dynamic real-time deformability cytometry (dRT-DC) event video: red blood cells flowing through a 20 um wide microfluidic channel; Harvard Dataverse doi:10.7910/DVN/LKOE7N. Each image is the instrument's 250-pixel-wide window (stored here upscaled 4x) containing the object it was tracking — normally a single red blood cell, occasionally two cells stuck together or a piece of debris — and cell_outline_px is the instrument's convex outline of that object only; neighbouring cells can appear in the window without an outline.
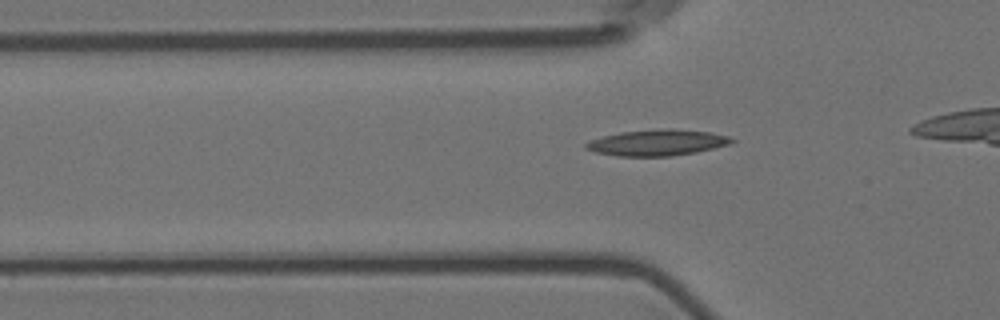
{"species": "Egyptian fruit bat (a non-hibernating species)", "species_latin": "Rousettus aegyptiacus", "temperature_condition": "room temperature", "stored_images_in_passage": 37, "camera_frame_rate_fps": 3000, "um_per_image_px": 0.085, "animal": {"sex": "female"}, "frame": {"image": 1, "passage_image": 10, "time_ms": 3.0, "image_size_px": [1000, 320], "cell_outline_px": [[736, 140], [728, 144], [696, 152], [672, 156], [616, 156], [596, 152], [584, 148], [584, 144], [588, 140], [620, 132], [656, 128], [672, 128], [708, 132], [728, 136]], "centroid_in_image_um": [55.81, 12.11], "position_along_channel_um": 70.0, "area_um2": 22.2}}
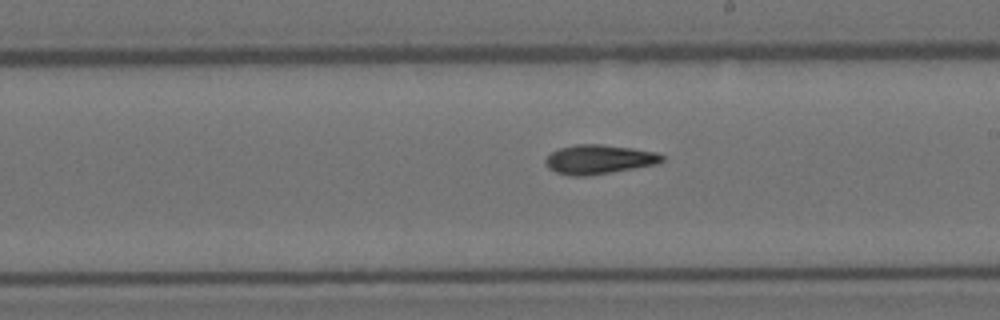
{"frame": {"image": 2, "passage_image": 24, "time_ms": 7.667, "image_size_px": [1000, 320], "cell_outline_px": [[664, 160], [660, 164], [588, 176], [572, 176], [556, 172], [548, 168], [544, 164], [544, 160], [552, 152], [560, 148], [576, 144], [600, 144], [632, 148], [656, 152], [664, 156]], "centroid_in_image_um": [50.93, 13.55], "position_along_channel_um": 238.1, "area_um2": 20.0}}
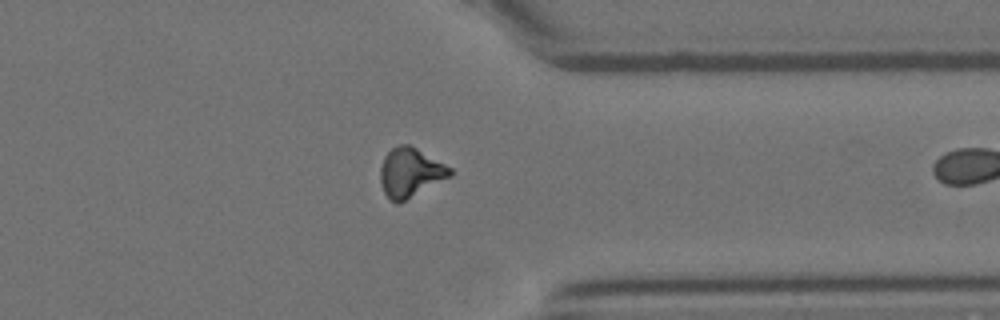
{"frame": {"image": 3, "passage_image": 36, "time_ms": 11.667, "image_size_px": [1000, 320], "cell_outline_px": [[452, 176], [400, 204], [396, 204], [384, 192], [380, 180], [380, 168], [384, 156], [392, 148], [400, 144], [408, 144], [416, 148], [452, 168]], "centroid_in_image_um": [34.88, 14.69], "position_along_channel_um": 376.5, "area_um2": 20.06}}